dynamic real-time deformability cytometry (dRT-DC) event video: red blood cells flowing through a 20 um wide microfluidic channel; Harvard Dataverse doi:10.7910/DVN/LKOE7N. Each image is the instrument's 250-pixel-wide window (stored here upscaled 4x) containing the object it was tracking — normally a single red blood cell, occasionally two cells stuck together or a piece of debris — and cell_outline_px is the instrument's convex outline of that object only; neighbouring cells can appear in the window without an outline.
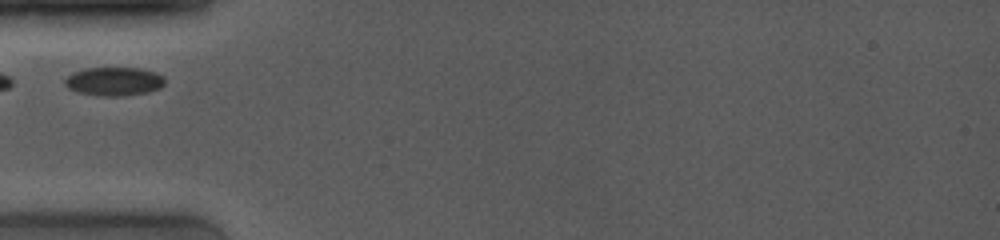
{"species": "common noctule bat (a hibernating species)", "species_latin": "Nyctalus noctula", "temperature_condition": "room temperature", "stored_images_in_passage": 27, "camera_frame_rate_fps": 4000, "um_per_image_px": 0.085, "animal": {"sex": "female", "body_mass_g": 19.0, "forearm_length_mm": 53.3}, "frame": {"image": 1, "passage_image": 1, "time_ms": 0.0, "image_size_px": [1000, 240], "cell_outline_px": [[164, 84], [160, 88], [148, 92], [124, 96], [100, 96], [80, 92], [68, 88], [64, 84], [64, 80], [72, 72], [84, 68], [140, 68], [156, 72], [164, 76]], "centroid_in_image_um": [9.7, 6.91], "position_along_channel_um": 75.3, "area_um2": 16.76}}
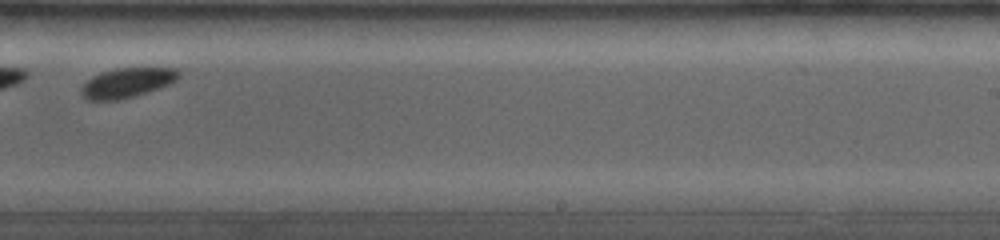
{"frame": {"image": 2, "passage_image": 16, "time_ms": 5.25, "image_size_px": [1000, 240], "cell_outline_px": [[180, 76], [176, 80], [160, 88], [120, 100], [88, 100], [80, 92], [80, 88], [92, 76], [100, 72], [116, 68], [176, 68], [180, 72]], "centroid_in_image_um": [10.79, 7.03], "position_along_channel_um": 278.2, "area_um2": 16.82}}
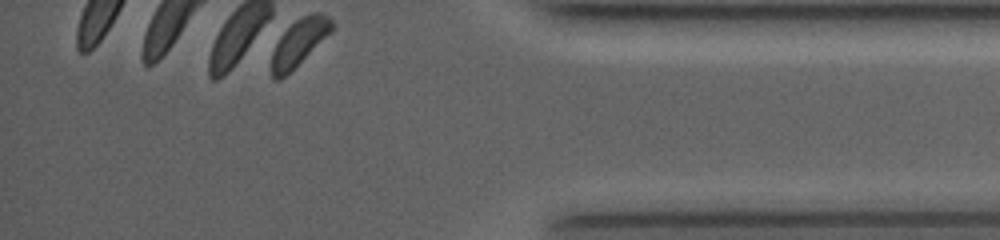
{"frame": {"image": 3, "passage_image": 27, "time_ms": 9.0, "image_size_px": [1000, 240], "cell_outline_px": [[332, 32], [280, 80], [276, 80], [272, 76], [272, 52], [284, 28], [288, 24], [300, 16], [312, 12], [320, 12], [328, 16], [332, 20]], "centroid_in_image_um": [25.42, 3.54], "position_along_channel_um": 409.8, "area_um2": 16.42}}